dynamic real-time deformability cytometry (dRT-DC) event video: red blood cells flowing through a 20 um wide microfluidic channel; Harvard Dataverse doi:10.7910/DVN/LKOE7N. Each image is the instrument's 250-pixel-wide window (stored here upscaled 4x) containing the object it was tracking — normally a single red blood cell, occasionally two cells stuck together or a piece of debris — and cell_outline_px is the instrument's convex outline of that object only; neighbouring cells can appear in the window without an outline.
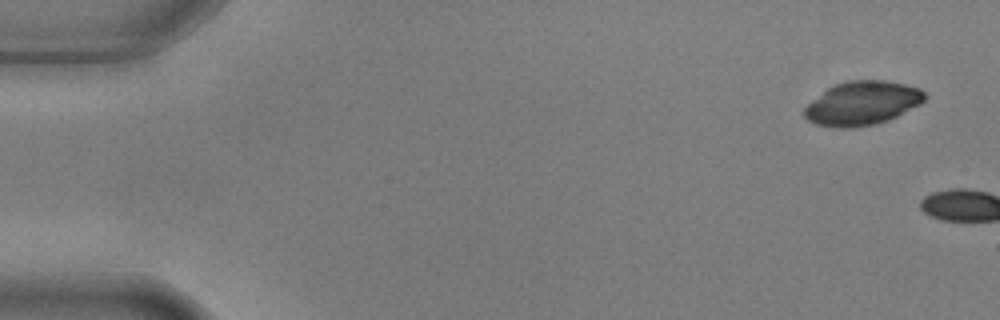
{"species": "common noctule bat (a hibernating species)", "species_latin": "Nyctalus noctula", "temperature_condition": "warm", "stored_images_in_passage": 2, "camera_frame_rate_fps": 3000, "um_per_image_px": 0.085, "animal": {"sex": "male", "body_mass_g": 17.9, "forearm_length_mm": 54.2}, "frame": {"image": 1, "passage_image": 1, "time_ms": 0.0, "image_size_px": [1000, 320], "cell_outline_px": [[928, 96], [920, 104], [888, 120], [872, 124], [852, 128], [836, 128], [816, 124], [808, 120], [804, 116], [804, 108], [812, 100], [828, 88], [836, 84], [848, 80], [884, 80], [904, 84], [920, 88]], "centroid_in_image_um": [73.29, 8.77], "position_along_channel_um": 11.7, "area_um2": 30.58}}